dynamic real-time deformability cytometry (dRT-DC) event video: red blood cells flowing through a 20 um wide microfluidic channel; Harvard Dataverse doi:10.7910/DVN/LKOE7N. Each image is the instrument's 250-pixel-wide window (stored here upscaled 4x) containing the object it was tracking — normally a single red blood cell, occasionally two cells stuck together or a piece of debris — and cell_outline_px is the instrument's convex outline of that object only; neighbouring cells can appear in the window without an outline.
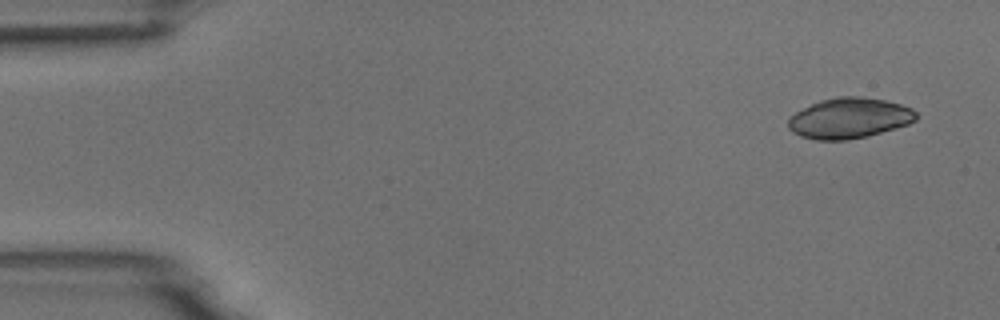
{"species": "common noctule bat (a hibernating species)", "species_latin": "Nyctalus noctula", "temperature_condition": "room temperature", "stored_images_in_passage": 3, "camera_frame_rate_fps": 3000, "um_per_image_px": 0.085, "animal": {"sex": "male", "body_mass_g": 18.8}, "frame": {"image": 1, "passage_image": 1, "time_ms": 0.0, "image_size_px": [1000, 320], "cell_outline_px": [[916, 120], [908, 124], [868, 136], [848, 140], [816, 140], [800, 136], [792, 132], [788, 128], [788, 116], [820, 100], [836, 96], [860, 96], [884, 100], [900, 104], [912, 108], [916, 112]], "centroid_in_image_um": [72.16, 10.04], "position_along_channel_um": 12.8, "area_um2": 30.29}}